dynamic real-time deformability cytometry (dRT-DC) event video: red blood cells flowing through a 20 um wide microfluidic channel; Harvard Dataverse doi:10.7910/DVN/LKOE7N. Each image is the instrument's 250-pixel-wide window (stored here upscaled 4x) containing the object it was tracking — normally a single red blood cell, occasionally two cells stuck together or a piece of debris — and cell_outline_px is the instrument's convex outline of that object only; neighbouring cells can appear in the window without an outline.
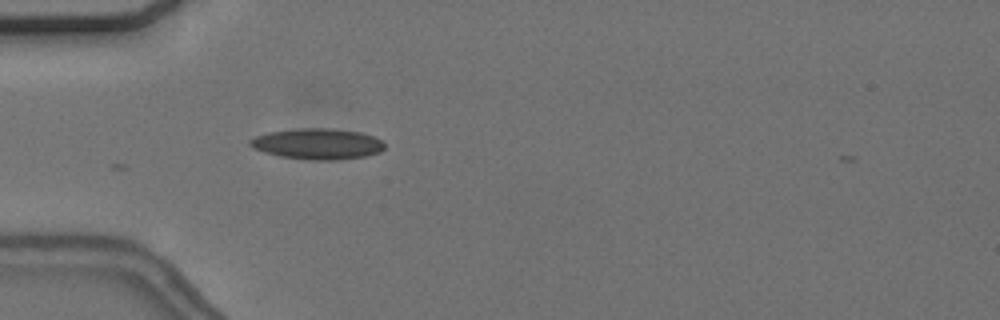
{"species": "common noctule bat (a hibernating species)", "species_latin": "Nyctalus noctula", "temperature_condition": "cold", "stored_images_in_passage": 7, "camera_frame_rate_fps": 3000, "um_per_image_px": 0.085, "animal": {"sex": "female", "body_mass_g": 24.6, "forearm_length_mm": 56.2}, "frame": {"image": 1, "passage_image": 1, "time_ms": 0.0, "image_size_px": [1000, 320], "cell_outline_px": [[384, 148], [380, 152], [364, 156], [336, 160], [312, 160], [280, 156], [264, 152], [252, 148], [248, 144], [248, 140], [256, 136], [268, 132], [300, 128], [332, 128], [360, 132], [376, 136], [384, 144]], "centroid_in_image_um": [26.98, 12.22], "position_along_channel_um": 58.0, "area_um2": 24.28}}